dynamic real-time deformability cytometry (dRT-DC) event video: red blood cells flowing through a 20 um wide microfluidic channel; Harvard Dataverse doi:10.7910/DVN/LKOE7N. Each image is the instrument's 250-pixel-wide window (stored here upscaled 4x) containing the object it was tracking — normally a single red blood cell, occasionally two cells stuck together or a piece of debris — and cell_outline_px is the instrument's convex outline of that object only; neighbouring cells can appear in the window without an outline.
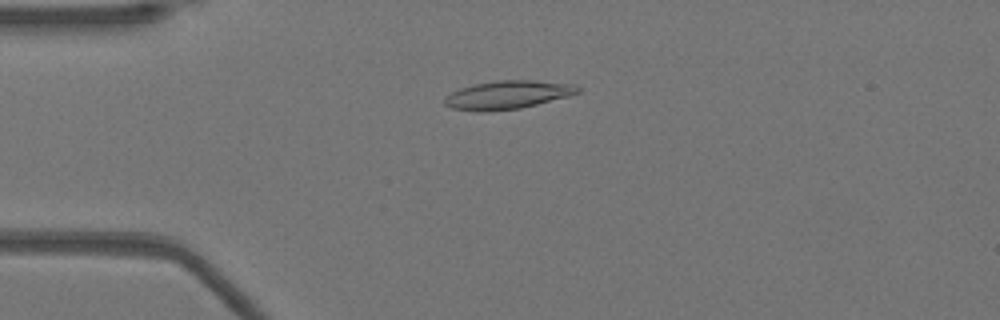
{"species": "Egyptian fruit bat (a non-hibernating species)", "species_latin": "Rousettus aegyptiacus", "temperature_condition": "warm", "stored_images_in_passage": 42, "camera_frame_rate_fps": 3000, "um_per_image_px": 0.085, "animal": {"sex": "female"}, "frame": {"image": 1, "passage_image": 3, "time_ms": 0.667, "image_size_px": [1000, 320], "cell_outline_px": [[580, 92], [568, 96], [520, 108], [488, 112], [476, 112], [452, 108], [444, 104], [444, 100], [452, 92], [460, 88], [476, 84], [496, 80], [532, 80], [576, 84], [580, 88]], "centroid_in_image_um": [43.15, 8.06], "position_along_channel_um": 41.8, "area_um2": 21.96}}
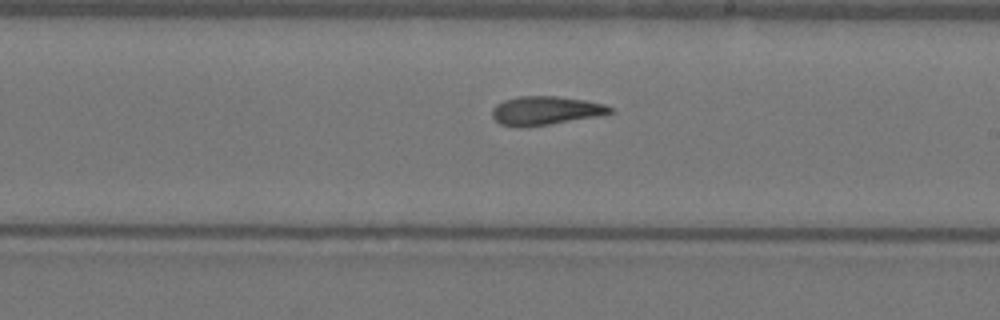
{"frame": {"image": 2, "passage_image": 20, "time_ms": 6.333, "image_size_px": [1000, 320], "cell_outline_px": [[612, 112], [604, 116], [524, 128], [516, 128], [500, 124], [492, 116], [492, 108], [496, 104], [504, 100], [516, 96], [556, 96], [584, 100], [604, 104], [612, 108]], "centroid_in_image_um": [46.36, 9.42], "position_along_channel_um": 242.6, "area_um2": 20.11}}
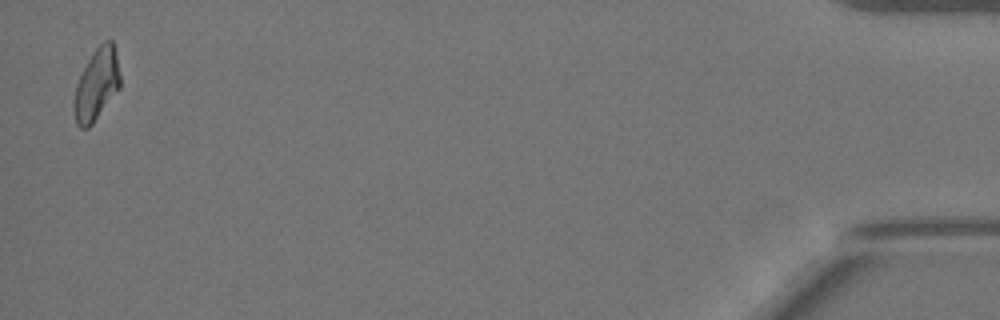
{"frame": {"image": 3, "passage_image": 41, "time_ms": 13.333, "image_size_px": [1000, 320], "cell_outline_px": [[120, 88], [92, 124], [88, 128], [80, 128], [76, 124], [72, 104], [76, 84], [92, 52], [104, 40], [112, 40], [116, 56], [120, 76]], "centroid_in_image_um": [8.19, 7.21], "position_along_channel_um": 427.0, "area_um2": 19.25}, "authors_computed_cell_mechanics": {"area_um2": 19.941, "velocity_mm_per_s": 3.9481, "shape_relaxation_time_tau1_ms": null, "shape_relaxation_time_tau2_ms": 3.5155, "deformation_change_tau1": null, "deformation_change_tau2": 0.1226}}